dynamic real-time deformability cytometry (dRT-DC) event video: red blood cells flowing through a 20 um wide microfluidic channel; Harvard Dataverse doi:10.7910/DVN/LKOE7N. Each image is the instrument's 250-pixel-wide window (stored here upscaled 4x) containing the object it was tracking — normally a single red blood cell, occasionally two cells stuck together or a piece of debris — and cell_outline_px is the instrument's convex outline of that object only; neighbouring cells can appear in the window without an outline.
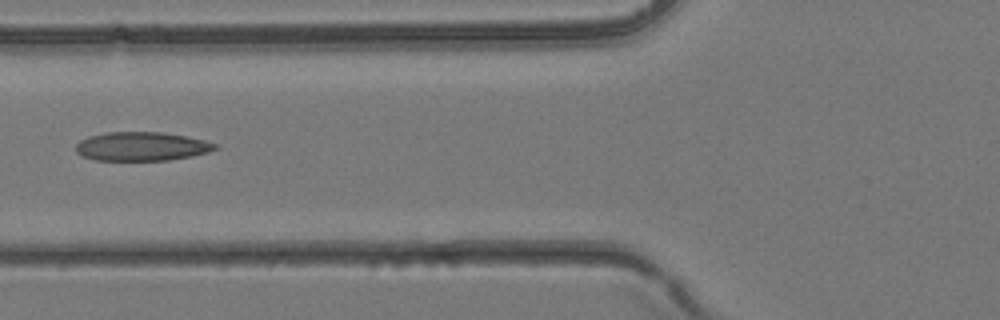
{"species": "common noctule bat (a hibernating species)", "species_latin": "Nyctalus noctula", "temperature_condition": "room temperature", "stored_images_in_passage": 37, "camera_frame_rate_fps": 3000, "um_per_image_px": 0.085, "animal": {"sex": "female", "body_mass_g": 24.6, "forearm_length_mm": 56.2}, "frame": {"image": 1, "passage_image": 15, "time_ms": 4.667, "image_size_px": [1000, 320], "cell_outline_px": [[216, 148], [208, 152], [192, 156], [168, 160], [96, 160], [80, 156], [76, 152], [76, 144], [80, 140], [88, 136], [108, 132], [160, 132], [184, 136], [204, 140], [216, 144]], "centroid_in_image_um": [11.99, 12.45], "position_along_channel_um": 113.8, "area_um2": 23.29}}
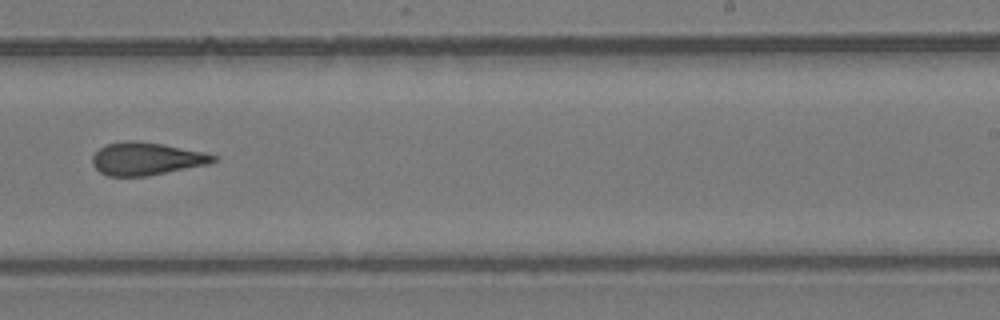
{"frame": {"image": 2, "passage_image": 24, "time_ms": 7.667, "image_size_px": [1000, 320], "cell_outline_px": [[220, 160], [212, 164], [148, 176], [108, 176], [100, 172], [92, 164], [92, 156], [104, 144], [124, 140], [136, 140], [164, 144], [204, 152], [216, 156]], "centroid_in_image_um": [12.48, 13.49], "position_along_channel_um": 276.5, "area_um2": 23.52}}
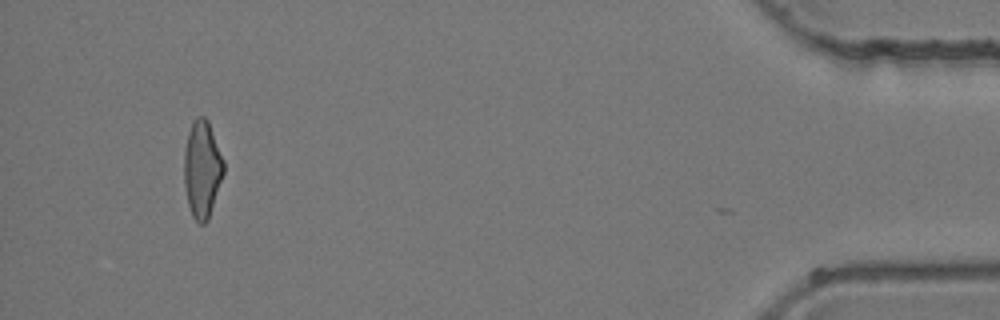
{"frame": {"image": 3, "passage_image": 36, "time_ms": 11.667, "image_size_px": [1000, 320], "cell_outline_px": [[224, 172], [208, 220], [204, 224], [200, 224], [192, 216], [188, 204], [184, 184], [184, 152], [188, 132], [192, 120], [196, 116], [204, 116], [208, 120], [224, 160]], "centroid_in_image_um": [17.17, 14.35], "position_along_channel_um": 418.0, "area_um2": 22.48}}